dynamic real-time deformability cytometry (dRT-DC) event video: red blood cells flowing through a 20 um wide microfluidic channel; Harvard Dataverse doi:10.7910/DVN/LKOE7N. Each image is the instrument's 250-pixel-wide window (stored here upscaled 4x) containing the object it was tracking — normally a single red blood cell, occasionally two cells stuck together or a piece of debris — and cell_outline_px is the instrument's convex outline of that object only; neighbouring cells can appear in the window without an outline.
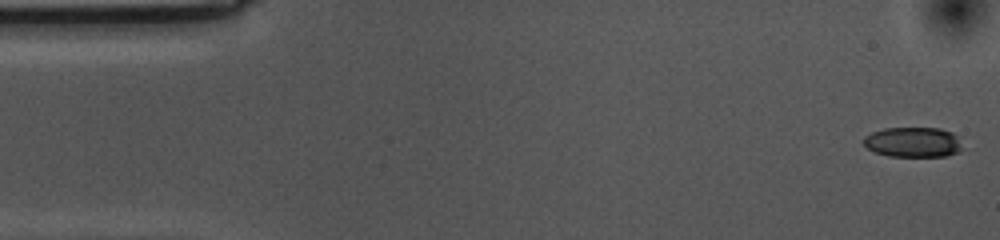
{"species": "common noctule bat (a hibernating species)", "species_latin": "Nyctalus noctula", "temperature_condition": "cold", "stored_images_in_passage": 55, "camera_frame_rate_fps": 3000, "um_per_image_px": 0.085, "animal": {"sex": "female", "body_mass_g": 10.0, "forearm_length_mm": 53.1}, "frame": {"image": 1, "passage_image": 1, "time_ms": 0.0, "image_size_px": [1000, 240], "cell_outline_px": [[960, 152], [944, 156], [888, 156], [876, 152], [868, 148], [864, 144], [864, 136], [872, 132], [884, 128], [940, 128], [952, 132], [956, 136], [960, 148]], "centroid_in_image_um": [77.58, 12.08], "position_along_channel_um": 7.4, "area_um2": 17.11}}
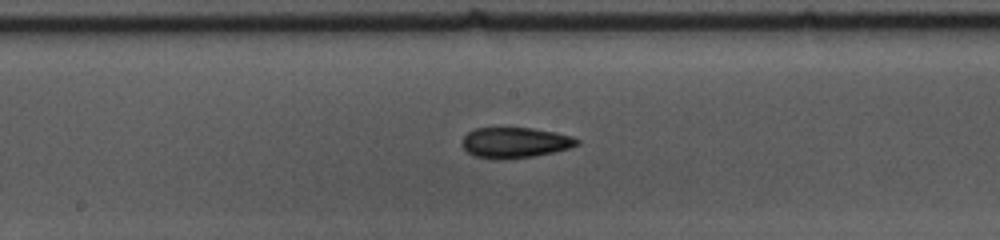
{"frame": {"image": 2, "passage_image": 27, "time_ms": 8.667, "image_size_px": [1000, 240], "cell_outline_px": [[580, 144], [568, 148], [536, 156], [476, 156], [468, 152], [460, 144], [464, 136], [468, 132], [476, 128], [532, 128], [556, 132], [572, 136], [580, 140]], "centroid_in_image_um": [43.82, 12.07], "position_along_channel_um": 204.4, "area_um2": 19.65}}
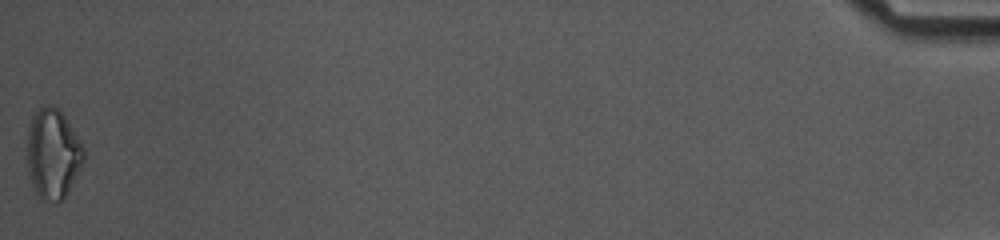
{"frame": {"image": 3, "passage_image": 55, "time_ms": 18.0, "image_size_px": [1000, 240], "cell_outline_px": [[84, 160], [68, 192], [60, 200], [40, 200], [28, 176], [28, 124], [32, 116], [40, 108], [48, 104], [56, 108], [64, 116], [84, 148]], "centroid_in_image_um": [4.48, 13.08], "position_along_channel_um": 430.7, "area_um2": 29.13}, "authors_computed_cell_mechanics": {"area_um2": 20.3456, "velocity_mm_per_s": 3.5538, "shape_relaxation_time_tau1_ms": 3.8143, "shape_relaxation_time_tau2_ms": 6.5198, "deformation_change_tau1": 0.145, "deformation_change_tau2": 0.1686}}